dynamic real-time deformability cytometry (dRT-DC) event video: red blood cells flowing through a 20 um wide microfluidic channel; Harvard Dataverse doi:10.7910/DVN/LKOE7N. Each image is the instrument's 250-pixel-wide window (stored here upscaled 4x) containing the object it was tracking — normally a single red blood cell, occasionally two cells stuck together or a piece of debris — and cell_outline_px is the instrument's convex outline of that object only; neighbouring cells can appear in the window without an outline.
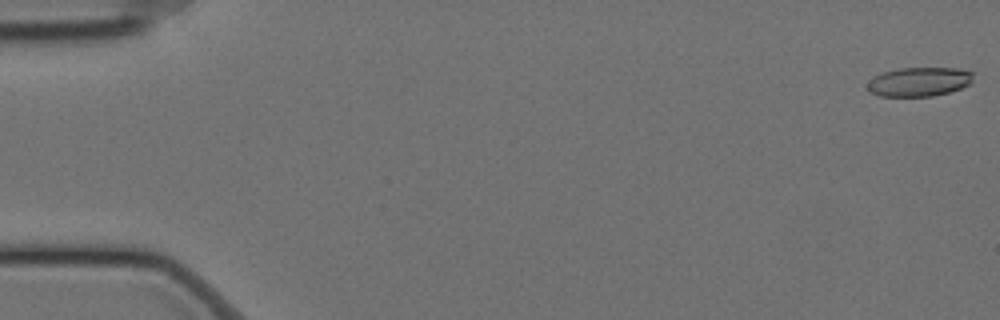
{"species": "Egyptian fruit bat (a non-hibernating species)", "species_latin": "Rousettus aegyptiacus", "temperature_condition": "cold", "stored_images_in_passage": 58, "camera_frame_rate_fps": 3000, "um_per_image_px": 0.085, "animal": {"sex": "female"}, "frame": {"image": 1, "passage_image": 1, "time_ms": 0.0, "image_size_px": [1000, 320], "cell_outline_px": [[972, 84], [948, 92], [932, 96], [880, 96], [872, 92], [868, 88], [868, 84], [876, 76], [884, 72], [900, 68], [956, 68], [972, 72]], "centroid_in_image_um": [78.17, 6.95], "position_along_channel_um": 6.8, "area_um2": 17.63}}
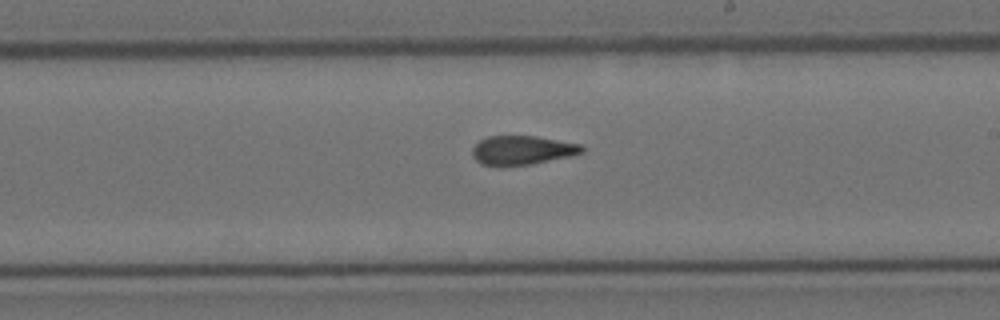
{"frame": {"image": 2, "passage_image": 34, "time_ms": 11.0, "image_size_px": [1000, 320], "cell_outline_px": [[584, 152], [572, 156], [532, 164], [500, 168], [480, 164], [472, 156], [472, 148], [480, 140], [488, 136], [536, 136], [580, 144], [584, 148]], "centroid_in_image_um": [44.35, 12.8], "position_along_channel_um": 244.6, "area_um2": 19.02}}
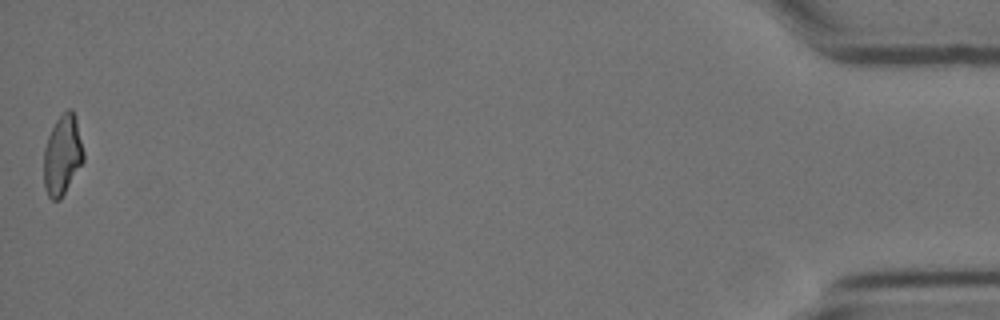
{"frame": {"image": 3, "passage_image": 58, "time_ms": 19.0, "image_size_px": [1000, 320], "cell_outline_px": [[84, 160], [60, 200], [52, 200], [48, 196], [44, 188], [44, 148], [48, 136], [56, 120], [68, 108], [72, 108], [76, 116], [84, 152]], "centroid_in_image_um": [5.31, 13.17], "position_along_channel_um": 429.9, "area_um2": 18.55}, "authors_computed_cell_mechanics": {"area_um2": 19.2474, "velocity_mm_per_s": 3.5046, "shape_relaxation_time_tau1_ms": 9.2148, "shape_relaxation_time_tau2_ms": 2.0926, "deformation_change_tau1": 0.215, "deformation_change_tau2": 0.0987}}